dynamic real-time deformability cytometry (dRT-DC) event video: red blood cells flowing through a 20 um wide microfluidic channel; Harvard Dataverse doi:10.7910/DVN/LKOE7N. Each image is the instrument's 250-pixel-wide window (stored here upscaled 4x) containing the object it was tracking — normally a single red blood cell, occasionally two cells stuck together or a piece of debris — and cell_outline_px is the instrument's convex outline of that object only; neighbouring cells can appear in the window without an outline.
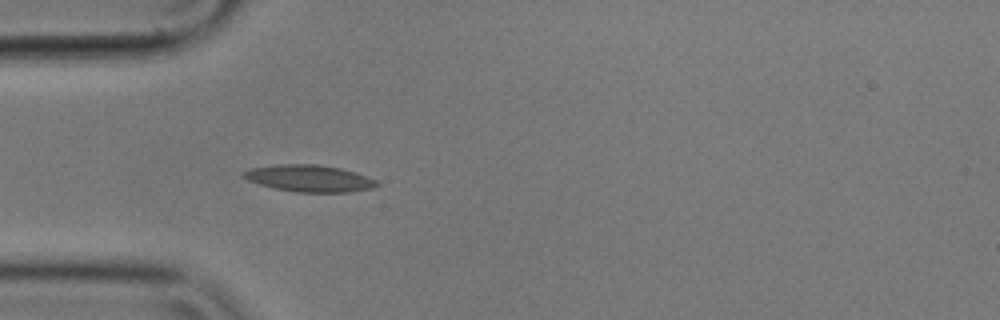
{"species": "common noctule bat (a hibernating species)", "species_latin": "Nyctalus noctula", "temperature_condition": "cold", "stored_images_in_passage": 41, "camera_frame_rate_fps": 3000, "um_per_image_px": 0.085, "animal": {"sex": "male", "body_mass_g": 17.9}, "frame": {"image": 1, "passage_image": 1, "time_ms": 0.0, "image_size_px": [1000, 320], "cell_outline_px": [[380, 184], [372, 188], [348, 192], [296, 192], [276, 188], [260, 184], [248, 180], [240, 176], [244, 172], [252, 168], [276, 164], [316, 164], [340, 168], [356, 172], [376, 180]], "centroid_in_image_um": [26.3, 15.15], "position_along_channel_um": 58.7, "area_um2": 20.69}}
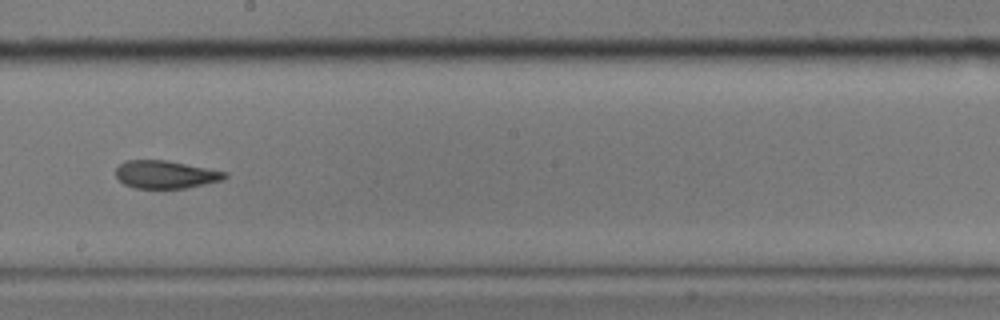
{"frame": {"image": 2, "passage_image": 16, "time_ms": 5.0, "image_size_px": [1000, 320], "cell_outline_px": [[228, 176], [224, 180], [184, 188], [136, 188], [124, 184], [116, 176], [116, 168], [120, 164], [128, 160], [168, 160], [228, 172]], "centroid_in_image_um": [14.11, 14.82], "position_along_channel_um": 234.1, "area_um2": 17.69}}
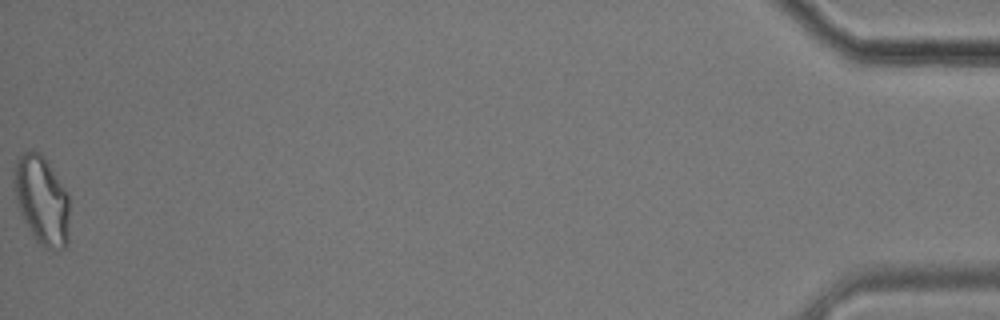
{"frame": {"image": 3, "passage_image": 41, "time_ms": 13.333, "image_size_px": [1000, 320], "cell_outline_px": [[68, 240], [64, 248], [44, 248], [36, 240], [24, 220], [20, 212], [12, 184], [12, 168], [16, 160], [24, 152], [32, 148], [40, 152], [44, 156], [64, 188], [68, 196]], "centroid_in_image_um": [3.51, 16.95], "position_along_channel_um": 431.7, "area_um2": 28.67}, "authors_computed_cell_mechanics": {"area_um2": 18.7272, "velocity_mm_per_s": 3.5579, "shape_relaxation_time_tau1_ms": 10.7287, "shape_relaxation_time_tau2_ms": 2.9245, "deformation_change_tau1": 0.2417, "deformation_change_tau2": 0.1072}}